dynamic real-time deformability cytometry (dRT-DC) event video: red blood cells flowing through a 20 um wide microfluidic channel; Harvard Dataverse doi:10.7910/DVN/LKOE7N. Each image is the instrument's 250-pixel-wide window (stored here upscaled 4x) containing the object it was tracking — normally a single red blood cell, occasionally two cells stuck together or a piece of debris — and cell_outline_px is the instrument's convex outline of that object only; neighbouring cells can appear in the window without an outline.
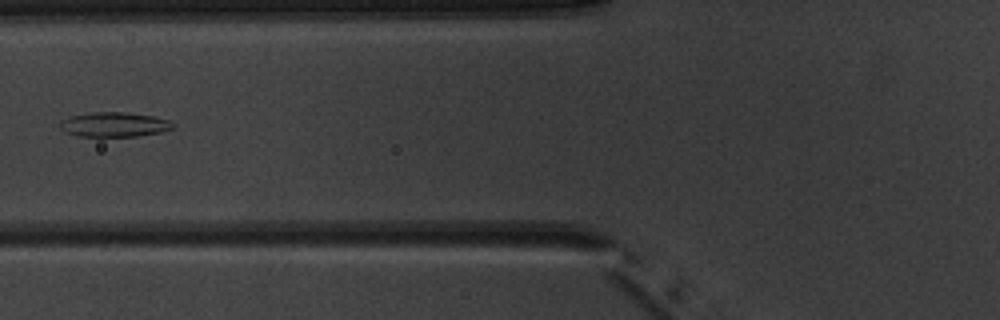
{"species": "common noctule bat (a hibernating species)", "species_latin": "Nyctalus noctula", "temperature_condition": "warm", "stored_images_in_passage": 3, "camera_frame_rate_fps": 3000, "um_per_image_px": 0.085, "animal": {"sex": "male", "body_mass_g": 20.1, "forearm_length_mm": 53.5}, "frame": {"image": 1, "passage_image": 3, "time_ms": 2.333, "image_size_px": [1000, 320], "cell_outline_px": [[176, 124], [172, 128], [160, 132], [136, 136], [76, 136], [64, 132], [56, 124], [60, 120], [68, 116], [92, 112], [124, 112], [152, 116], [168, 120]], "centroid_in_image_um": [9.62, 10.58], "position_along_channel_um": 116.2, "area_um2": 16.36}}